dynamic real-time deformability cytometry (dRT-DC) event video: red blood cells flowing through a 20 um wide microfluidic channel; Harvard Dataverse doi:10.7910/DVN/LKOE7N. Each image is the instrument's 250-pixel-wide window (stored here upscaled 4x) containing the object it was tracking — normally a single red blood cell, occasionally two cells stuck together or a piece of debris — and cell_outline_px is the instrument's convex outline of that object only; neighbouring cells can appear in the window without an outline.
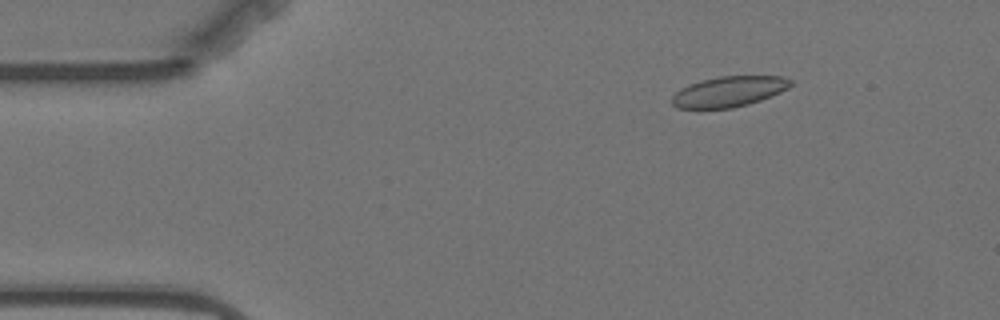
{"species": "Egyptian fruit bat (a non-hibernating species)", "species_latin": "Rousettus aegyptiacus", "temperature_condition": "warm", "stored_images_in_passage": 57, "camera_frame_rate_fps": 3000, "um_per_image_px": 0.085, "animal": {"sex": "female"}, "frame": {"image": 1, "passage_image": 8, "time_ms": 2.333, "image_size_px": [1000, 320], "cell_outline_px": [[792, 84], [788, 88], [780, 92], [760, 100], [748, 104], [732, 108], [676, 108], [672, 104], [672, 96], [680, 88], [688, 84], [700, 80], [720, 76], [784, 76], [792, 80]], "centroid_in_image_um": [61.94, 7.77], "position_along_channel_um": 23.1, "area_um2": 21.1}}
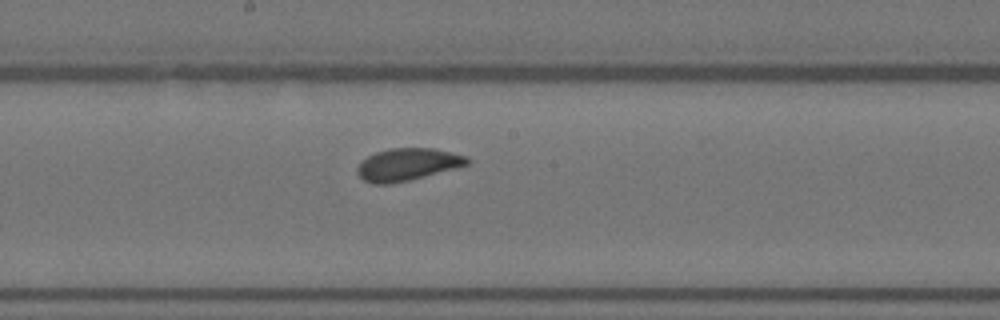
{"frame": {"image": 2, "passage_image": 30, "time_ms": 9.667, "image_size_px": [1000, 320], "cell_outline_px": [[472, 160], [468, 164], [456, 168], [408, 180], [388, 184], [372, 184], [364, 180], [356, 172], [356, 168], [360, 160], [376, 152], [388, 148], [436, 148], [468, 156]], "centroid_in_image_um": [34.64, 13.96], "position_along_channel_um": 213.6, "area_um2": 20.87}}
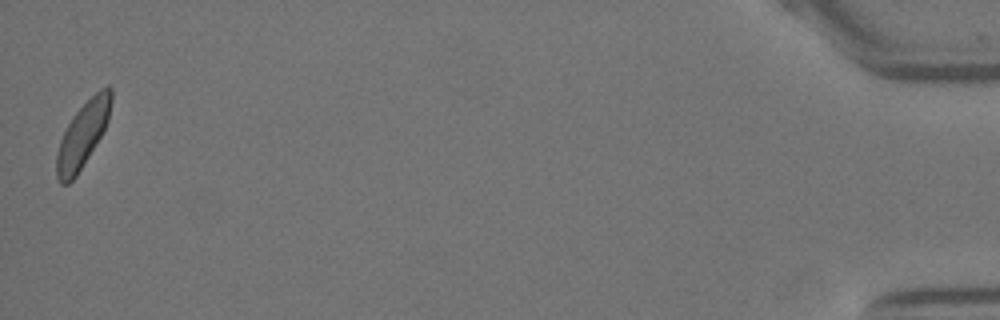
{"frame": {"image": 3, "passage_image": 57, "time_ms": 18.667, "image_size_px": [1000, 320], "cell_outline_px": [[112, 100], [108, 120], [100, 136], [76, 176], [68, 184], [60, 184], [56, 176], [56, 152], [60, 140], [72, 116], [100, 88], [108, 84], [112, 88]], "centroid_in_image_um": [7.02, 11.44], "position_along_channel_um": 428.2, "area_um2": 20.46}, "authors_computed_cell_mechanics": {"area_um2": 20.8658, "velocity_mm_per_s": 3.4926, "shape_relaxation_time_tau1_ms": 5.8079, "shape_relaxation_time_tau2_ms": 0.4612, "deformation_change_tau1": 0.109, "deformation_change_tau2": 0.0461}}